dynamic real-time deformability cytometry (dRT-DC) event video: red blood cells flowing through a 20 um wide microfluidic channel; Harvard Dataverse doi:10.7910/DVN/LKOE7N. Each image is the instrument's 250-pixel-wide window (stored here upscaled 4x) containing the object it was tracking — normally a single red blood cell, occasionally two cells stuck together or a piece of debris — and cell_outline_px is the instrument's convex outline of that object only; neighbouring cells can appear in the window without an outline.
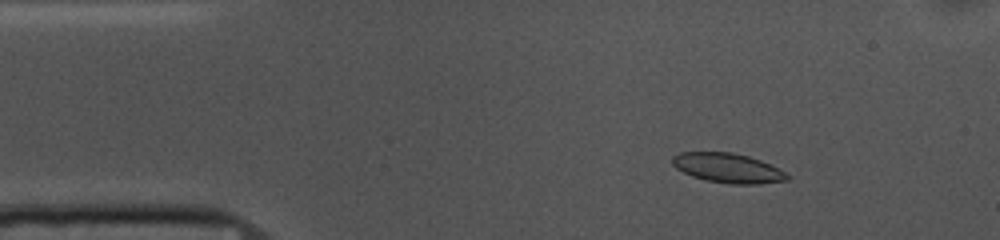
{"species": "common noctule bat (a hibernating species)", "species_latin": "Nyctalus noctula", "temperature_condition": "cold", "stored_images_in_passage": 29, "camera_frame_rate_fps": 3000, "um_per_image_px": 0.085, "animal": {"sex": "female", "body_mass_g": 10.0, "forearm_length_mm": 53.1}, "frame": {"image": 1, "passage_image": 7, "time_ms": 2.0, "image_size_px": [1000, 240], "cell_outline_px": [[792, 176], [788, 180], [760, 184], [732, 184], [708, 180], [692, 176], [676, 168], [672, 164], [672, 156], [680, 152], [732, 152], [748, 156], [760, 160]], "centroid_in_image_um": [61.86, 14.28], "position_along_channel_um": 23.1, "area_um2": 19.65}}
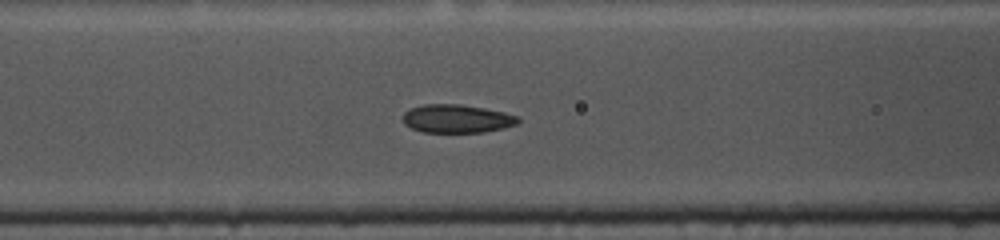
{"frame": {"image": 2, "passage_image": 20, "time_ms": 6.333, "image_size_px": [1000, 240], "cell_outline_px": [[520, 120], [516, 124], [504, 128], [484, 132], [424, 132], [412, 128], [404, 124], [404, 112], [408, 108], [424, 104], [460, 104], [484, 108], [504, 112], [520, 116]], "centroid_in_image_um": [38.84, 10.08], "position_along_channel_um": 127.8, "area_um2": 19.07}}
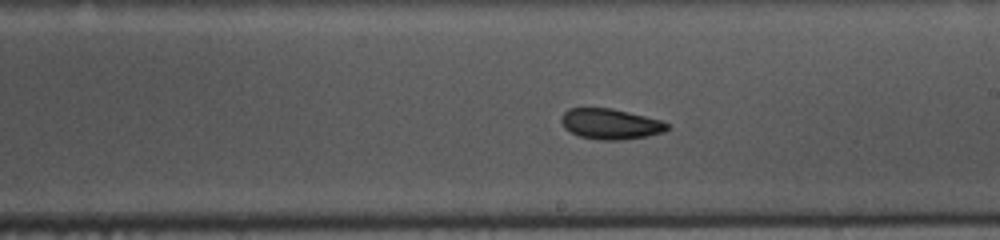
{"frame": {"image": 3, "passage_image": 29, "time_ms": 9.333, "image_size_px": [1000, 240], "cell_outline_px": [[672, 128], [664, 132], [648, 136], [620, 140], [600, 140], [580, 136], [564, 128], [560, 120], [560, 116], [568, 108], [612, 108], [664, 120], [672, 124]], "centroid_in_image_um": [51.96, 10.53], "position_along_channel_um": 237.0, "area_um2": 19.25}}